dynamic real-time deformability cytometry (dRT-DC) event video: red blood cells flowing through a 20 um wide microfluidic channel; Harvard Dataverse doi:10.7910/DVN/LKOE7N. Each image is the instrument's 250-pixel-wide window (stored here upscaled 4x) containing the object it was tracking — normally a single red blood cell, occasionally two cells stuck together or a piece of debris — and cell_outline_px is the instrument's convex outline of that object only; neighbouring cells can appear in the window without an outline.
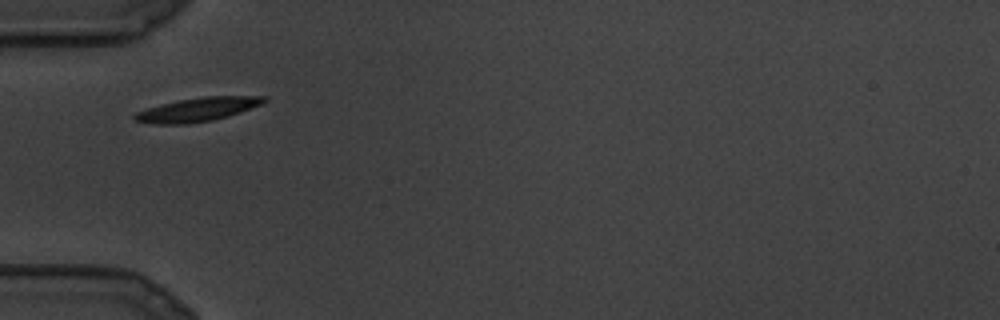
{"species": "common noctule bat (a hibernating species)", "species_latin": "Nyctalus noctula", "temperature_condition": "cold", "stored_images_in_passage": 20, "camera_frame_rate_fps": 3000, "um_per_image_px": 0.085, "animal": {"sex": "male", "body_mass_g": 19.5, "forearm_length_mm": 54.6}, "frame": {"image": 1, "passage_image": 1, "time_ms": 0.0, "image_size_px": [1000, 320], "cell_outline_px": [[268, 100], [260, 104], [240, 112], [228, 116], [212, 120], [188, 124], [156, 124], [136, 120], [132, 116], [136, 112], [160, 104], [180, 100], [204, 96], [268, 96]], "centroid_in_image_um": [16.81, 9.3], "position_along_channel_um": 68.2, "area_um2": 17.74}}
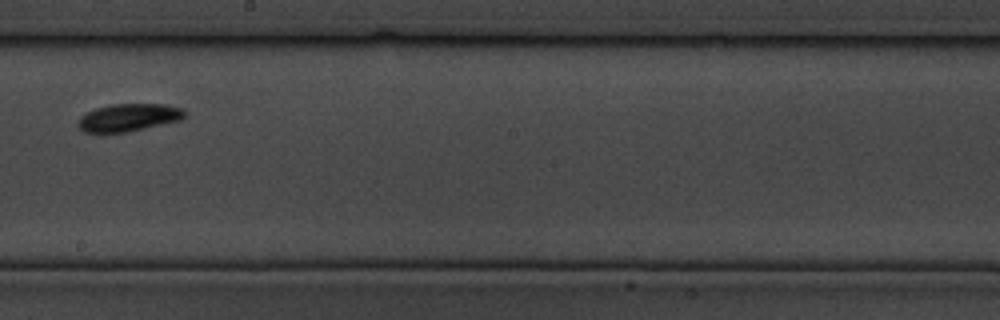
{"frame": {"image": 2, "passage_image": 9, "time_ms": 2.667, "image_size_px": [1000, 320], "cell_outline_px": [[188, 116], [180, 120], [128, 132], [84, 132], [80, 128], [80, 116], [96, 108], [112, 104], [164, 104], [184, 108], [188, 112]], "centroid_in_image_um": [11.03, 9.97], "position_along_channel_um": 237.2, "area_um2": 17.11}}
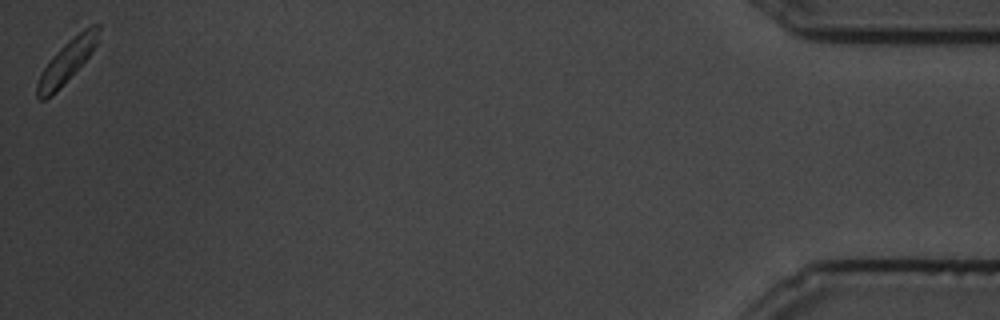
{"frame": {"image": 3, "passage_image": 20, "time_ms": 6.333, "image_size_px": [1000, 320], "cell_outline_px": [[100, 28], [96, 44], [88, 56], [60, 88], [52, 96], [44, 100], [40, 100], [36, 96], [36, 84], [44, 68], [52, 56], [68, 40], [88, 24], [100, 24]], "centroid_in_image_um": [5.67, 5.2], "position_along_channel_um": 429.5, "area_um2": 14.97}}